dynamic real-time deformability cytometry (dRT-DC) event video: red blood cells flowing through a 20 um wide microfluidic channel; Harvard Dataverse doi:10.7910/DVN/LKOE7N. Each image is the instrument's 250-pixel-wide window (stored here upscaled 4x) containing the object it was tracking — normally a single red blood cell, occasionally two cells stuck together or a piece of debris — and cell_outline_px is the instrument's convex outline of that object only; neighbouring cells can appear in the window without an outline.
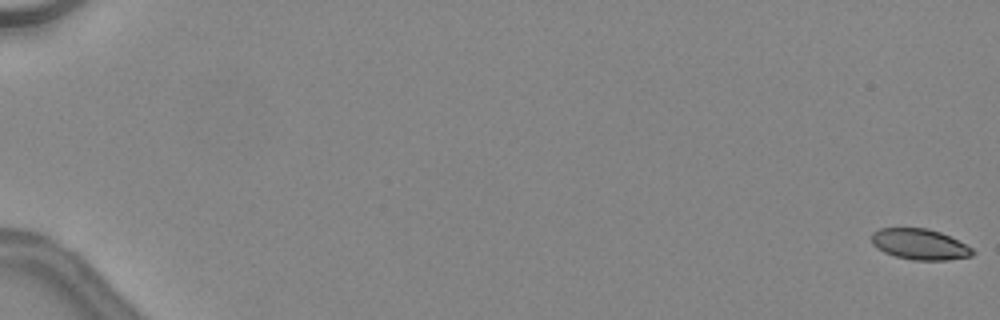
{"species": "common noctule bat (a hibernating species)", "species_latin": "Nyctalus noctula", "temperature_condition": "warm", "stored_images_in_passage": 50, "camera_frame_rate_fps": 3000, "um_per_image_px": 0.085, "animal": {"sex": "female", "body_mass_g": 24.6, "forearm_length_mm": 56.2}, "frame": {"image": 1, "passage_image": 1, "time_ms": 0.0, "image_size_px": [1000, 320], "cell_outline_px": [[976, 252], [972, 256], [948, 260], [912, 260], [896, 256], [884, 252], [876, 248], [872, 244], [872, 232], [880, 228], [928, 228], [940, 232], [972, 248]], "centroid_in_image_um": [78.16, 20.76], "position_along_channel_um": 6.8, "area_um2": 18.09}}
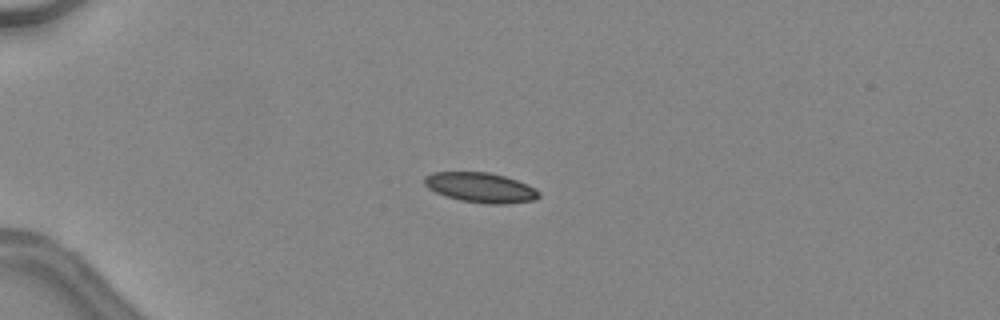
{"frame": {"image": 2, "passage_image": 15, "time_ms": 4.667, "image_size_px": [1000, 320], "cell_outline_px": [[540, 196], [536, 200], [504, 204], [488, 204], [460, 200], [444, 196], [428, 188], [424, 184], [424, 176], [432, 172], [488, 172], [504, 176], [528, 184], [536, 188], [540, 192]], "centroid_in_image_um": [40.86, 15.94], "position_along_channel_um": 44.1, "area_um2": 20.11}}
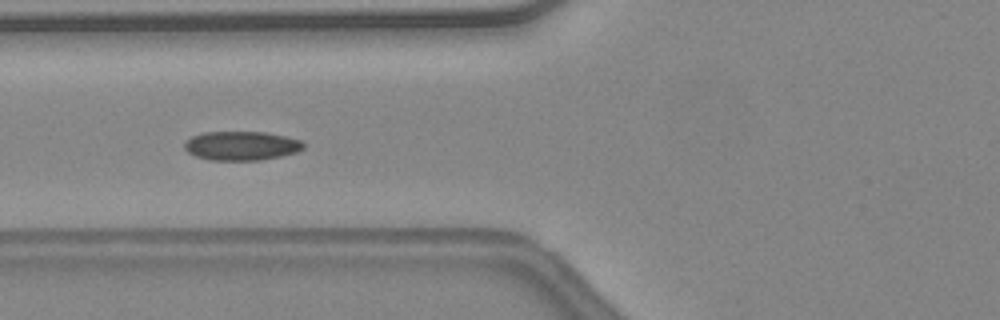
{"frame": {"image": 3, "passage_image": 22, "time_ms": 7.0, "image_size_px": [1000, 320], "cell_outline_px": [[304, 148], [296, 152], [280, 156], [260, 160], [208, 160], [196, 156], [188, 152], [184, 148], [184, 140], [192, 136], [204, 132], [264, 132], [304, 140]], "centroid_in_image_um": [20.51, 12.39], "position_along_channel_um": 105.3, "area_um2": 20.23}, "authors_computed_cell_mechanics": {"area_um2": 19.6231, "velocity_mm_per_s": 4.5063, "shape_relaxation_time_tau1_ms": null, "shape_relaxation_time_tau2_ms": 4.4017, "deformation_change_tau1": null, "deformation_change_tau2": 0.0636}}